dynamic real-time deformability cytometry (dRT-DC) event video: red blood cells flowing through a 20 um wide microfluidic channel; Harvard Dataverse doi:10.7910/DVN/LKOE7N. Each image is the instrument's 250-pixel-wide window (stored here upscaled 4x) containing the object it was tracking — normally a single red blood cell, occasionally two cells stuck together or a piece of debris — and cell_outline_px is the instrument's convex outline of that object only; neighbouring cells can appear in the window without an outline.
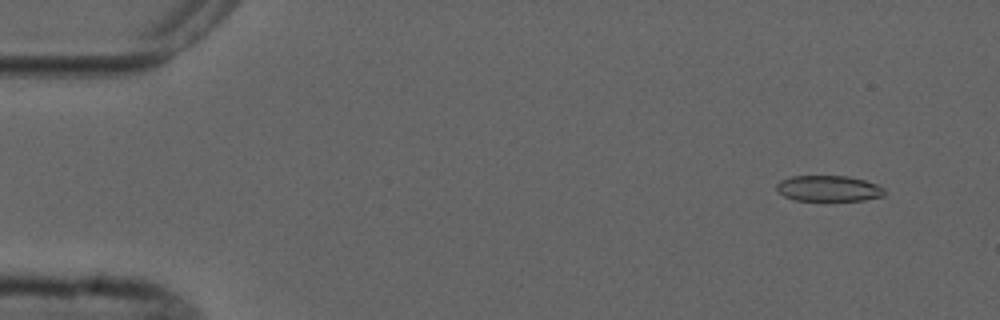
{"species": "common noctule bat (a hibernating species)", "species_latin": "Nyctalus noctula", "temperature_condition": "cold", "stored_images_in_passage": 5, "segment_of_instrument_passage": [2, 2], "camera_frame_rate_fps": 3000, "um_per_image_px": 0.085, "animal": {"sex": "male", "forearm_length_mm": 52.5}, "frame": {"image": 1, "passage_image": 5, "time_ms": 4.667, "image_size_px": [1000, 320], "cell_outline_px": [[884, 196], [864, 200], [796, 200], [784, 196], [776, 188], [776, 184], [780, 180], [792, 176], [848, 176], [864, 180], [876, 184], [884, 188]], "centroid_in_image_um": [70.43, 16.01], "position_along_channel_um": 14.6, "area_um2": 16.13}}